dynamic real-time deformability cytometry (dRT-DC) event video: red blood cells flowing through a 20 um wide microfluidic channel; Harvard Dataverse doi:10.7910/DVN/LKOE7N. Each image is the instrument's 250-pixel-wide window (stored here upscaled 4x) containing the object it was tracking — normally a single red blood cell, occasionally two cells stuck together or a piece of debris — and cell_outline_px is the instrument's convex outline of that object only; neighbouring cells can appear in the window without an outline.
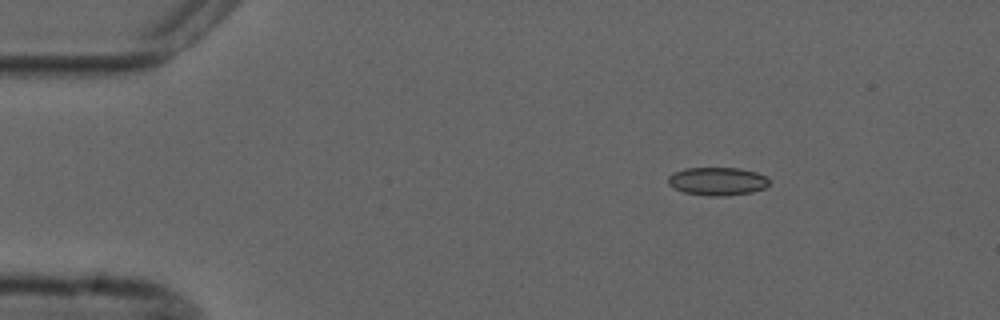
{"species": "common noctule bat (a hibernating species)", "species_latin": "Nyctalus noctula", "temperature_condition": "cold", "stored_images_in_passage": 3, "camera_frame_rate_fps": 3000, "um_per_image_px": 0.085, "animal": {"sex": "male", "forearm_length_mm": 52.5}, "frame": {"image": 1, "passage_image": 1, "time_ms": 0.0, "image_size_px": [1000, 320], "cell_outline_px": [[768, 184], [764, 188], [752, 192], [724, 196], [708, 196], [684, 192], [668, 184], [668, 176], [684, 168], [740, 168], [756, 172], [764, 176], [768, 180]], "centroid_in_image_um": [60.97, 15.41], "position_along_channel_um": 24.0, "area_um2": 16.42}}
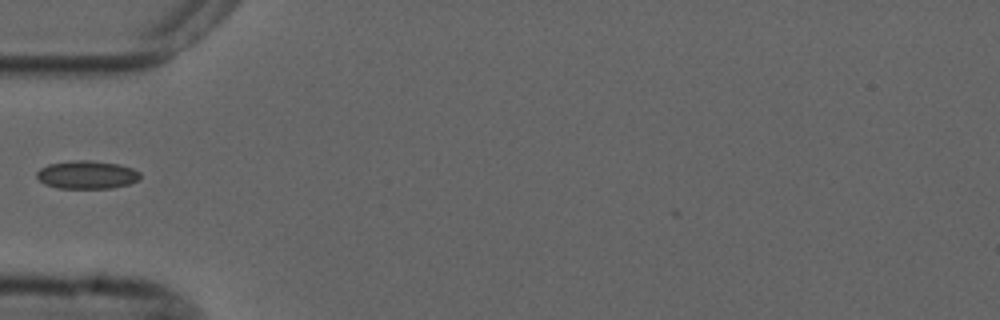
{"frame": {"image": 2, "passage_image": 3, "time_ms": 3.333, "image_size_px": [1000, 320], "cell_outline_px": [[140, 180], [128, 184], [112, 188], [56, 188], [44, 184], [36, 176], [36, 172], [40, 168], [48, 164], [72, 160], [92, 160], [120, 164], [132, 168], [140, 172]], "centroid_in_image_um": [7.39, 14.85], "position_along_channel_um": 77.6, "area_um2": 17.17}}